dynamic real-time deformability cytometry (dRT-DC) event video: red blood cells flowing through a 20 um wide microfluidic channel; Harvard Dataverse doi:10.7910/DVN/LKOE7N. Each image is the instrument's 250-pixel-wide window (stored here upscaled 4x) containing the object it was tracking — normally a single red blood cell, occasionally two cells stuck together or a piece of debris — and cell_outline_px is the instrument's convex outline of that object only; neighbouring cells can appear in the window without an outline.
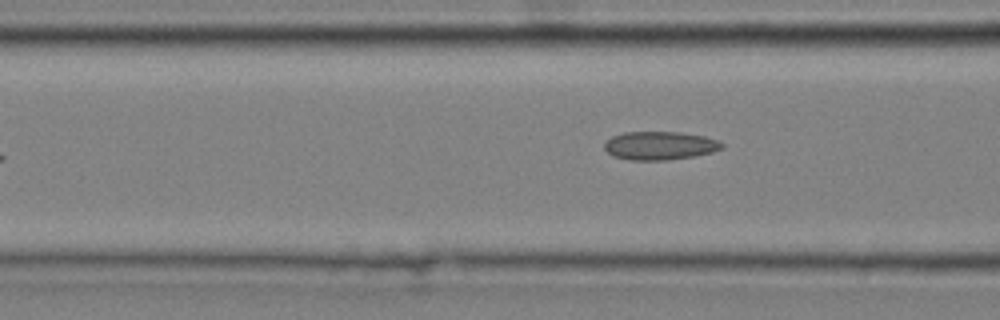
{"species": "common noctule bat (a hibernating species)", "species_latin": "Nyctalus noctula", "temperature_condition": "cold", "stored_images_in_passage": 7, "camera_frame_rate_fps": 3000, "um_per_image_px": 0.085, "animal": {"sex": "male", "body_mass_g": 20.4}, "frame": {"image": 1, "passage_image": 7, "time_ms": 2.0, "image_size_px": [1000, 320], "cell_outline_px": [[724, 148], [712, 152], [692, 156], [668, 160], [632, 160], [612, 156], [604, 148], [604, 140], [612, 136], [624, 132], [680, 132], [704, 136], [720, 140], [724, 144]], "centroid_in_image_um": [56.08, 12.37], "position_along_channel_um": 110.5, "area_um2": 19.59}}